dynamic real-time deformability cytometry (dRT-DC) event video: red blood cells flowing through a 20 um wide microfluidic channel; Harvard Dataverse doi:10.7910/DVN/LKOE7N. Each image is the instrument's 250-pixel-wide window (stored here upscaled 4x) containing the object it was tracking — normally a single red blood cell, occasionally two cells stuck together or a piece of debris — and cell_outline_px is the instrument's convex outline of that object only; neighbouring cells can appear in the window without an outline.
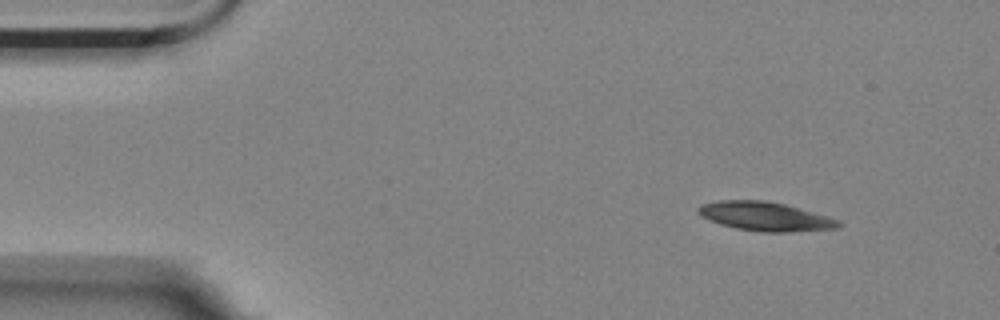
{"species": "Egyptian fruit bat (a non-hibernating species)", "species_latin": "Rousettus aegyptiacus", "temperature_condition": "room temperature", "stored_images_in_passage": 4, "camera_frame_rate_fps": 3000, "um_per_image_px": 0.085, "animal": {"sex": "female"}, "frame": {"image": 1, "passage_image": 1, "time_ms": 0.0, "image_size_px": [1000, 320], "cell_outline_px": [[844, 224], [840, 228], [788, 232], [760, 232], [736, 228], [720, 224], [700, 216], [696, 212], [696, 208], [700, 204], [720, 200], [764, 200], [784, 204], [840, 220]], "centroid_in_image_um": [65.02, 18.4], "position_along_channel_um": 20.0, "area_um2": 23.76}}
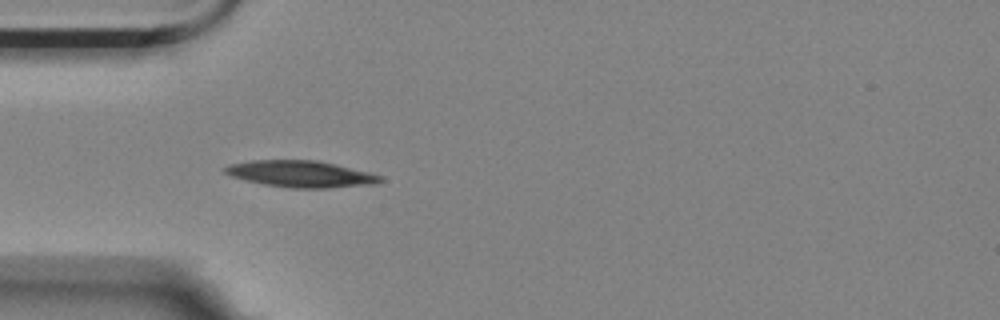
{"frame": {"image": 2, "passage_image": 4, "time_ms": 1.0, "image_size_px": [1000, 320], "cell_outline_px": [[384, 180], [376, 184], [328, 188], [292, 188], [264, 184], [232, 176], [224, 172], [224, 168], [228, 164], [252, 160], [316, 160], [336, 164], [384, 176]], "centroid_in_image_um": [25.61, 14.78], "position_along_channel_um": 59.4, "area_um2": 23.99}}